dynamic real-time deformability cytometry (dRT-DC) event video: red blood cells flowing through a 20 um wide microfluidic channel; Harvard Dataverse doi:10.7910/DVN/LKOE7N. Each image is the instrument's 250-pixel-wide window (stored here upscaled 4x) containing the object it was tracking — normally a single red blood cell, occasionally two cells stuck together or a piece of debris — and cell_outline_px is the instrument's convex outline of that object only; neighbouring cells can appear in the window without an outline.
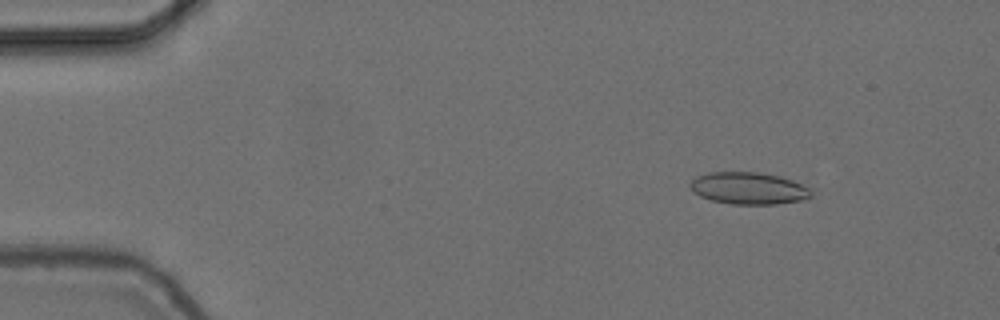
{"species": "common noctule bat (a hibernating species)", "species_latin": "Nyctalus noctula", "temperature_condition": "cold", "stored_images_in_passage": 27, "camera_frame_rate_fps": 3000, "um_per_image_px": 0.085, "animal": {"sex": "female", "body_mass_g": 24.6, "forearm_length_mm": 56.2}, "frame": {"image": 1, "passage_image": 7, "time_ms": 2.0, "image_size_px": [1000, 320], "cell_outline_px": [[812, 196], [800, 200], [776, 204], [732, 204], [712, 200], [700, 196], [688, 184], [696, 176], [708, 172], [760, 172], [780, 176], [792, 180], [812, 188]], "centroid_in_image_um": [63.66, 15.99], "position_along_channel_um": 21.3, "area_um2": 22.6}}
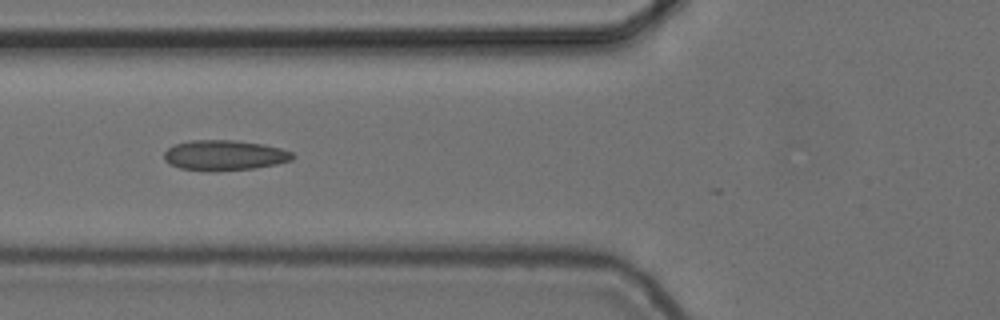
{"frame": {"image": 2, "passage_image": 21, "time_ms": 6.667, "image_size_px": [1000, 320], "cell_outline_px": [[296, 156], [292, 160], [276, 164], [252, 168], [216, 172], [212, 172], [180, 168], [168, 164], [164, 160], [164, 152], [172, 144], [188, 140], [236, 140], [264, 144], [280, 148], [292, 152]], "centroid_in_image_um": [19.04, 13.2], "position_along_channel_um": 106.8, "area_um2": 23.06}}
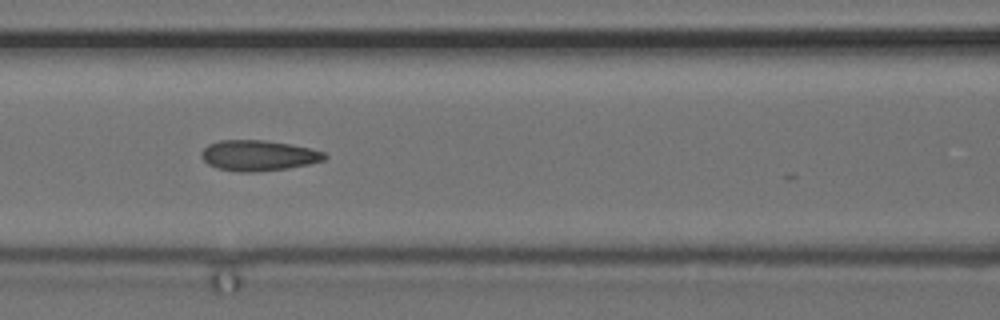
{"frame": {"image": 3, "passage_image": 24, "time_ms": 7.667, "image_size_px": [1000, 320], "cell_outline_px": [[328, 156], [324, 160], [308, 164], [288, 168], [256, 172], [240, 172], [216, 168], [208, 164], [200, 156], [200, 152], [208, 144], [220, 140], [264, 140], [312, 148], [324, 152]], "centroid_in_image_um": [21.95, 13.22], "position_along_channel_um": 144.7, "area_um2": 22.02}}